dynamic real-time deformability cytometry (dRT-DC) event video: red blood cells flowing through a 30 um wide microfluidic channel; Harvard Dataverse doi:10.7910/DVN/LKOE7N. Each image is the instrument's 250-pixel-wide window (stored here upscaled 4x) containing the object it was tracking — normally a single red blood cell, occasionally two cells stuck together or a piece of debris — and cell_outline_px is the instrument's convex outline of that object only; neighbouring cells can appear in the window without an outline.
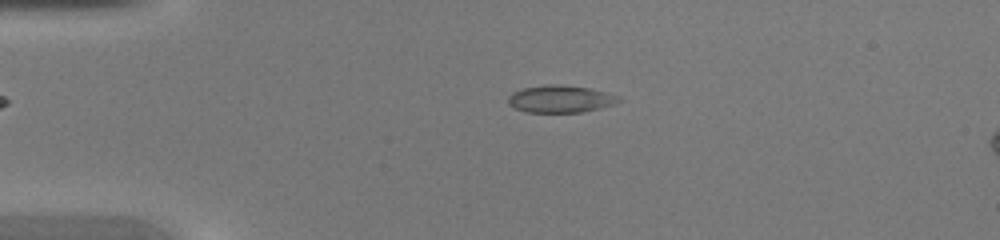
{"species": "common noctule bat (a hibernating species)", "species_latin": "Nyctalus noctula", "temperature_condition": "warm", "stored_images_in_passage": 40, "camera_frame_rate_fps": 3000, "um_per_image_px": 0.085, "animal": {"sex": "female", "body_mass_g": 20.0, "forearm_length_mm": 54.0}, "frame": {"image": 1, "passage_image": 5, "time_ms": 1.333, "image_size_px": [1000, 240], "cell_outline_px": [[624, 100], [616, 104], [600, 108], [580, 112], [528, 112], [512, 108], [508, 104], [508, 96], [512, 92], [520, 88], [548, 84], [560, 84], [588, 88], [620, 96]], "centroid_in_image_um": [47.62, 8.41], "position_along_channel_um": 37.4, "area_um2": 17.8}}
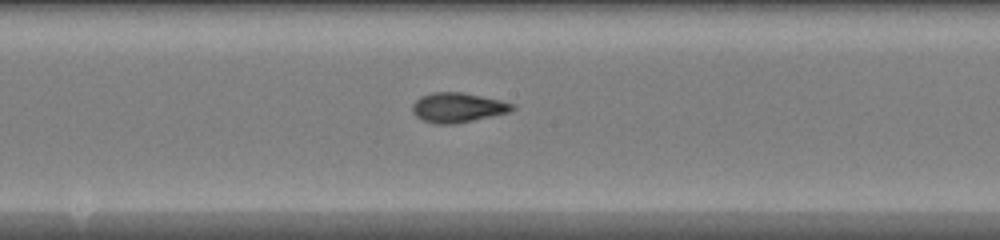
{"frame": {"image": 2, "passage_image": 19, "time_ms": 6.0, "image_size_px": [1000, 240], "cell_outline_px": [[516, 108], [512, 112], [456, 124], [432, 124], [420, 120], [412, 112], [412, 104], [420, 96], [432, 92], [460, 92], [500, 100], [516, 104]], "centroid_in_image_um": [38.91, 9.16], "position_along_channel_um": 209.3, "area_um2": 17.63}}
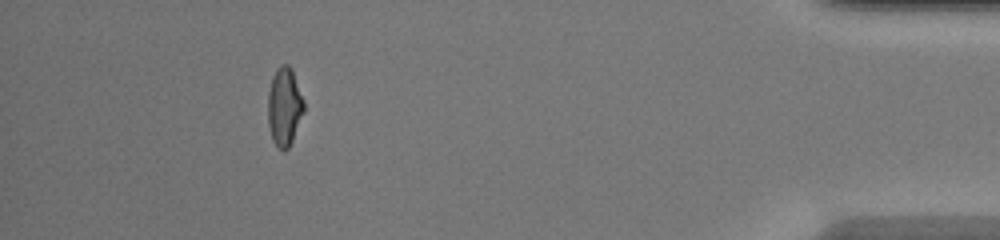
{"frame": {"image": 3, "passage_image": 36, "time_ms": 11.667, "image_size_px": [1000, 240], "cell_outline_px": [[304, 112], [292, 140], [288, 148], [284, 152], [276, 148], [272, 140], [268, 124], [268, 92], [272, 76], [276, 68], [280, 64], [288, 64], [292, 68], [304, 100]], "centroid_in_image_um": [24.17, 9.06], "position_along_channel_um": 411.0, "area_um2": 16.76}}